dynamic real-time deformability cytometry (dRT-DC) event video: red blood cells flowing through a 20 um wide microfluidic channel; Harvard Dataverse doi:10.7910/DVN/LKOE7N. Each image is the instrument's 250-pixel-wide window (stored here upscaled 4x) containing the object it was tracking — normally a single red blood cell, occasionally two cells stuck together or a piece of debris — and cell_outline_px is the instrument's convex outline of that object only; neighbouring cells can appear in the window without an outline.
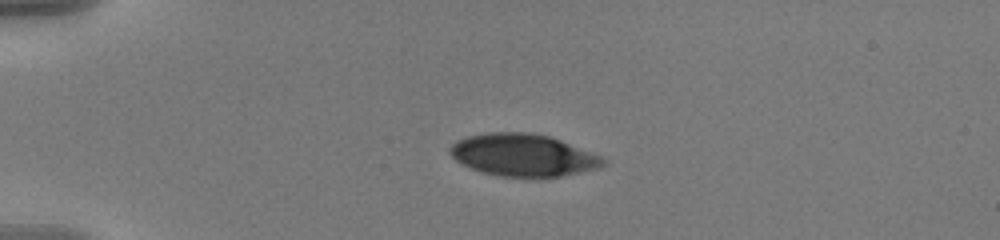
{"species": "human", "species_latin": "Homo sapiens", "temperature_condition": "warm", "stored_images_in_passage": 43, "camera_frame_rate_fps": 3000, "um_per_image_px": 0.085, "donor": {"sex": "male"}, "frame": {"image": 1, "passage_image": 1, "time_ms": 0.0, "image_size_px": [1000, 240], "cell_outline_px": [[608, 164], [600, 168], [540, 180], [500, 176], [468, 168], [460, 164], [448, 152], [448, 148], [456, 140], [468, 136], [488, 132], [528, 132], [552, 136], [600, 156], [608, 160]], "centroid_in_image_um": [44.47, 13.21], "position_along_channel_um": 40.5, "area_um2": 38.73}}
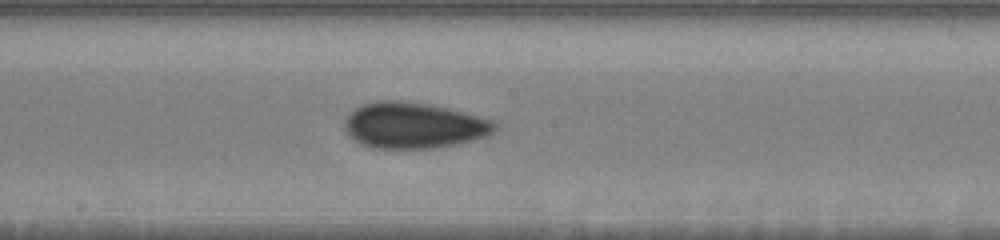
{"frame": {"image": 2, "passage_image": 19, "time_ms": 6.0, "image_size_px": [1000, 240], "cell_outline_px": [[496, 128], [492, 132], [484, 136], [460, 144], [428, 148], [372, 148], [360, 144], [352, 140], [344, 128], [344, 124], [348, 116], [360, 104], [376, 100], [396, 100], [432, 104], [480, 116], [492, 120], [496, 124]], "centroid_in_image_um": [35.13, 10.65], "position_along_channel_um": 213.1, "area_um2": 40.34}}
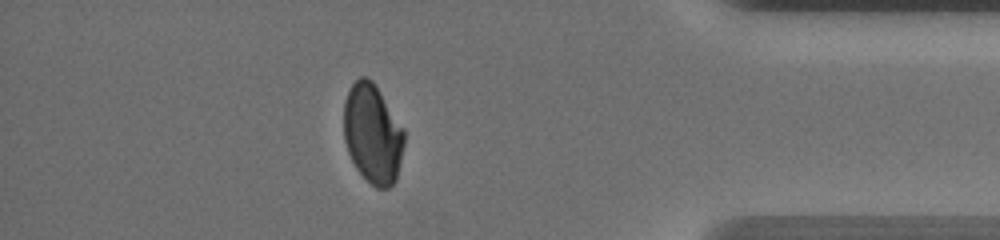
{"frame": {"image": 3, "passage_image": 37, "time_ms": 12.0, "image_size_px": [1000, 240], "cell_outline_px": [[404, 144], [396, 180], [388, 188], [376, 188], [356, 168], [348, 152], [344, 140], [344, 100], [352, 84], [360, 76], [368, 76], [372, 80], [404, 128]], "centroid_in_image_um": [31.67, 11.35], "position_along_channel_um": 403.5, "area_um2": 34.85}, "authors_computed_cell_mechanics": {"area_um2": 39.1884, "velocity_mm_per_s": 3.6358, "shape_relaxation_time_tau1_ms": null, "shape_relaxation_time_tau2_ms": 1.7768, "deformation_change_tau1": null, "deformation_change_tau2": 0.0569}}